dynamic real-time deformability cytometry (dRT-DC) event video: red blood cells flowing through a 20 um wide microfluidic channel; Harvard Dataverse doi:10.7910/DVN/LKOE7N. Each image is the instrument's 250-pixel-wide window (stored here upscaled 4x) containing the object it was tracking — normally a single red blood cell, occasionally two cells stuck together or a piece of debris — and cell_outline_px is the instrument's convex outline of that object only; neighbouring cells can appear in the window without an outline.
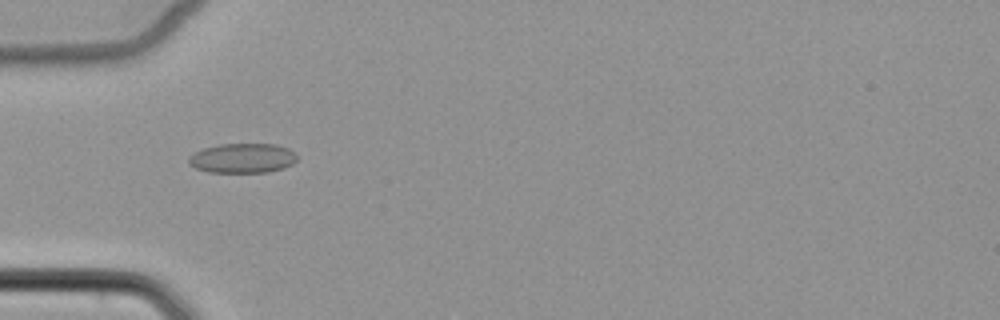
{"species": "common noctule bat (a hibernating species)", "species_latin": "Nyctalus noctula", "temperature_condition": "cold", "stored_images_in_passage": 7, "camera_frame_rate_fps": 3000, "um_per_image_px": 0.085, "animal": {"sex": "female", "body_mass_g": 22.7, "forearm_length_mm": 54.2}, "frame": {"image": 1, "passage_image": 5, "time_ms": 5.667, "image_size_px": [1000, 320], "cell_outline_px": [[296, 160], [292, 164], [284, 168], [268, 172], [208, 172], [196, 168], [188, 164], [188, 156], [204, 148], [220, 144], [276, 144], [288, 148], [296, 152]], "centroid_in_image_um": [20.62, 13.44], "position_along_channel_um": 64.4, "area_um2": 18.79}}
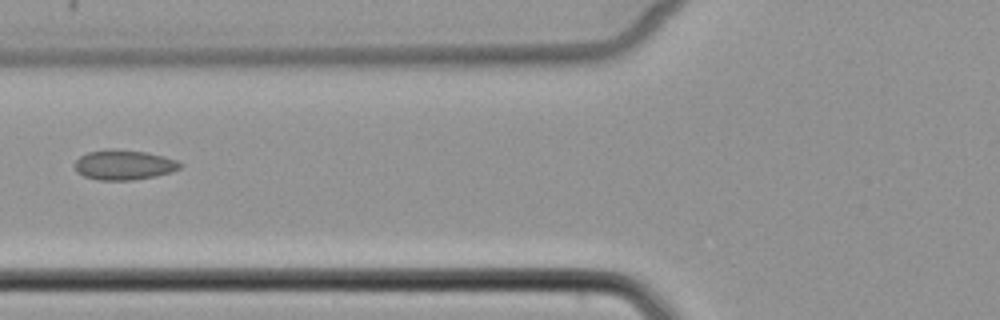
{"frame": {"image": 2, "passage_image": 6, "time_ms": 7.0, "image_size_px": [1000, 320], "cell_outline_px": [[184, 164], [180, 168], [172, 172], [156, 176], [132, 180], [96, 180], [84, 176], [76, 172], [76, 160], [80, 156], [88, 152], [108, 148], [116, 148], [148, 152], [164, 156], [176, 160]], "centroid_in_image_um": [10.55, 14.0], "position_along_channel_um": 115.2, "area_um2": 18.67}}
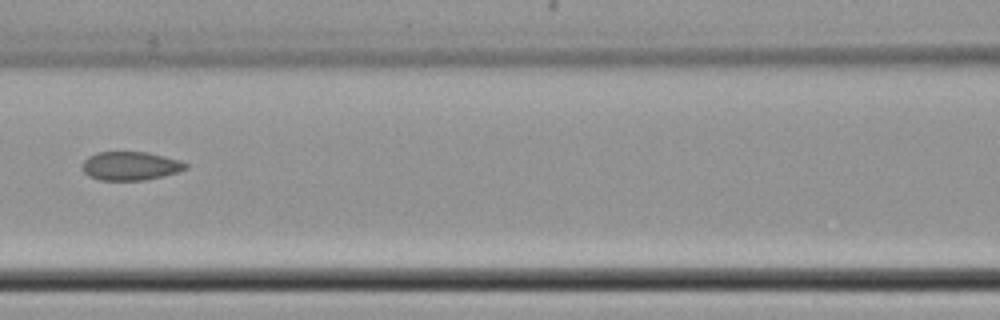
{"frame": {"image": 3, "passage_image": 7, "time_ms": 8.0, "image_size_px": [1000, 320], "cell_outline_px": [[188, 168], [180, 172], [164, 176], [144, 180], [100, 180], [88, 176], [80, 168], [80, 164], [88, 156], [96, 152], [148, 152], [180, 160], [188, 164]], "centroid_in_image_um": [11.07, 14.1], "position_along_channel_um": 155.5, "area_um2": 17.57}}